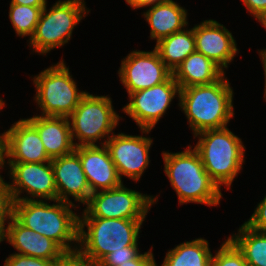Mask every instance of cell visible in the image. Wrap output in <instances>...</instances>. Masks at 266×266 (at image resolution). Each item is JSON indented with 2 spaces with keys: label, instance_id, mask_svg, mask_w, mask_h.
Segmentation results:
<instances>
[{
  "label": "cell",
  "instance_id": "1",
  "mask_svg": "<svg viewBox=\"0 0 266 266\" xmlns=\"http://www.w3.org/2000/svg\"><path fill=\"white\" fill-rule=\"evenodd\" d=\"M48 204L41 200L13 202V216L25 227L53 240L64 252L78 250L79 216L75 204L60 200ZM71 207V208H70Z\"/></svg>",
  "mask_w": 266,
  "mask_h": 266
},
{
  "label": "cell",
  "instance_id": "2",
  "mask_svg": "<svg viewBox=\"0 0 266 266\" xmlns=\"http://www.w3.org/2000/svg\"><path fill=\"white\" fill-rule=\"evenodd\" d=\"M233 89L225 75L208 85L180 89L179 106L194 136L200 132L227 127L234 116Z\"/></svg>",
  "mask_w": 266,
  "mask_h": 266
},
{
  "label": "cell",
  "instance_id": "3",
  "mask_svg": "<svg viewBox=\"0 0 266 266\" xmlns=\"http://www.w3.org/2000/svg\"><path fill=\"white\" fill-rule=\"evenodd\" d=\"M192 146L177 153H162L164 172L174 188L179 204L217 206L222 198L219 186L209 177L199 154Z\"/></svg>",
  "mask_w": 266,
  "mask_h": 266
},
{
  "label": "cell",
  "instance_id": "4",
  "mask_svg": "<svg viewBox=\"0 0 266 266\" xmlns=\"http://www.w3.org/2000/svg\"><path fill=\"white\" fill-rule=\"evenodd\" d=\"M145 219L79 217L78 250L98 264L107 254L138 246ZM87 228L84 230V228Z\"/></svg>",
  "mask_w": 266,
  "mask_h": 266
},
{
  "label": "cell",
  "instance_id": "5",
  "mask_svg": "<svg viewBox=\"0 0 266 266\" xmlns=\"http://www.w3.org/2000/svg\"><path fill=\"white\" fill-rule=\"evenodd\" d=\"M194 149L200 156L209 177L221 189L222 184L230 189L242 169L245 146L241 139L227 127L200 132Z\"/></svg>",
  "mask_w": 266,
  "mask_h": 266
},
{
  "label": "cell",
  "instance_id": "6",
  "mask_svg": "<svg viewBox=\"0 0 266 266\" xmlns=\"http://www.w3.org/2000/svg\"><path fill=\"white\" fill-rule=\"evenodd\" d=\"M41 116L69 117L87 93L79 91L63 59L33 78Z\"/></svg>",
  "mask_w": 266,
  "mask_h": 266
},
{
  "label": "cell",
  "instance_id": "7",
  "mask_svg": "<svg viewBox=\"0 0 266 266\" xmlns=\"http://www.w3.org/2000/svg\"><path fill=\"white\" fill-rule=\"evenodd\" d=\"M46 7L42 9L33 36L29 38L34 51L42 55L68 43L74 27L90 11L86 9L84 0H58L49 12Z\"/></svg>",
  "mask_w": 266,
  "mask_h": 266
},
{
  "label": "cell",
  "instance_id": "8",
  "mask_svg": "<svg viewBox=\"0 0 266 266\" xmlns=\"http://www.w3.org/2000/svg\"><path fill=\"white\" fill-rule=\"evenodd\" d=\"M120 118L109 96H95L87 92L68 117L74 146L95 145L98 140L109 139ZM75 138L78 143L74 142Z\"/></svg>",
  "mask_w": 266,
  "mask_h": 266
},
{
  "label": "cell",
  "instance_id": "9",
  "mask_svg": "<svg viewBox=\"0 0 266 266\" xmlns=\"http://www.w3.org/2000/svg\"><path fill=\"white\" fill-rule=\"evenodd\" d=\"M157 200L152 195L128 189L122 184L113 189L92 193L82 216L79 217L145 219L148 210Z\"/></svg>",
  "mask_w": 266,
  "mask_h": 266
},
{
  "label": "cell",
  "instance_id": "10",
  "mask_svg": "<svg viewBox=\"0 0 266 266\" xmlns=\"http://www.w3.org/2000/svg\"><path fill=\"white\" fill-rule=\"evenodd\" d=\"M180 95L179 84L171 75L165 82L129 94V103L122 108L139 126L142 133H149L160 121L175 96Z\"/></svg>",
  "mask_w": 266,
  "mask_h": 266
},
{
  "label": "cell",
  "instance_id": "11",
  "mask_svg": "<svg viewBox=\"0 0 266 266\" xmlns=\"http://www.w3.org/2000/svg\"><path fill=\"white\" fill-rule=\"evenodd\" d=\"M12 183L9 187L13 201L35 200L42 198L45 200H57V189L54 181V172L51 161L43 163H22L7 162ZM24 191L26 196L20 197Z\"/></svg>",
  "mask_w": 266,
  "mask_h": 266
},
{
  "label": "cell",
  "instance_id": "12",
  "mask_svg": "<svg viewBox=\"0 0 266 266\" xmlns=\"http://www.w3.org/2000/svg\"><path fill=\"white\" fill-rule=\"evenodd\" d=\"M120 81L130 93L151 88L165 82L172 71L161 60L158 52L132 51L121 61L118 70Z\"/></svg>",
  "mask_w": 266,
  "mask_h": 266
},
{
  "label": "cell",
  "instance_id": "13",
  "mask_svg": "<svg viewBox=\"0 0 266 266\" xmlns=\"http://www.w3.org/2000/svg\"><path fill=\"white\" fill-rule=\"evenodd\" d=\"M150 137L127 135L125 133L113 134L101 145H105L115 164L118 174L139 181L144 170L149 165V150L153 143Z\"/></svg>",
  "mask_w": 266,
  "mask_h": 266
},
{
  "label": "cell",
  "instance_id": "14",
  "mask_svg": "<svg viewBox=\"0 0 266 266\" xmlns=\"http://www.w3.org/2000/svg\"><path fill=\"white\" fill-rule=\"evenodd\" d=\"M196 51L213 60L223 70L237 54L232 33L215 20H205L193 27ZM225 68V69H224Z\"/></svg>",
  "mask_w": 266,
  "mask_h": 266
},
{
  "label": "cell",
  "instance_id": "15",
  "mask_svg": "<svg viewBox=\"0 0 266 266\" xmlns=\"http://www.w3.org/2000/svg\"><path fill=\"white\" fill-rule=\"evenodd\" d=\"M51 165L57 189V200L73 203L69 200L72 196L75 201L85 205L92 192L79 155L73 151L68 155L52 159Z\"/></svg>",
  "mask_w": 266,
  "mask_h": 266
},
{
  "label": "cell",
  "instance_id": "16",
  "mask_svg": "<svg viewBox=\"0 0 266 266\" xmlns=\"http://www.w3.org/2000/svg\"><path fill=\"white\" fill-rule=\"evenodd\" d=\"M92 193L109 190L123 184L105 145L75 147Z\"/></svg>",
  "mask_w": 266,
  "mask_h": 266
},
{
  "label": "cell",
  "instance_id": "17",
  "mask_svg": "<svg viewBox=\"0 0 266 266\" xmlns=\"http://www.w3.org/2000/svg\"><path fill=\"white\" fill-rule=\"evenodd\" d=\"M7 162H49L45 147L36 128L27 120L20 119L6 131Z\"/></svg>",
  "mask_w": 266,
  "mask_h": 266
},
{
  "label": "cell",
  "instance_id": "18",
  "mask_svg": "<svg viewBox=\"0 0 266 266\" xmlns=\"http://www.w3.org/2000/svg\"><path fill=\"white\" fill-rule=\"evenodd\" d=\"M4 240H7L19 255L58 260L65 253L53 240L25 227L14 216L8 221Z\"/></svg>",
  "mask_w": 266,
  "mask_h": 266
},
{
  "label": "cell",
  "instance_id": "19",
  "mask_svg": "<svg viewBox=\"0 0 266 266\" xmlns=\"http://www.w3.org/2000/svg\"><path fill=\"white\" fill-rule=\"evenodd\" d=\"M27 120L36 128L51 160L74 151L68 117L37 115Z\"/></svg>",
  "mask_w": 266,
  "mask_h": 266
},
{
  "label": "cell",
  "instance_id": "20",
  "mask_svg": "<svg viewBox=\"0 0 266 266\" xmlns=\"http://www.w3.org/2000/svg\"><path fill=\"white\" fill-rule=\"evenodd\" d=\"M151 6L143 16L150 25V38L157 42L188 26L187 10L173 0L146 5Z\"/></svg>",
  "mask_w": 266,
  "mask_h": 266
},
{
  "label": "cell",
  "instance_id": "21",
  "mask_svg": "<svg viewBox=\"0 0 266 266\" xmlns=\"http://www.w3.org/2000/svg\"><path fill=\"white\" fill-rule=\"evenodd\" d=\"M180 89L195 85H208L225 75L224 70L213 60L195 51L172 72Z\"/></svg>",
  "mask_w": 266,
  "mask_h": 266
},
{
  "label": "cell",
  "instance_id": "22",
  "mask_svg": "<svg viewBox=\"0 0 266 266\" xmlns=\"http://www.w3.org/2000/svg\"><path fill=\"white\" fill-rule=\"evenodd\" d=\"M155 50L173 72L185 58L196 51L193 28L181 30L156 42Z\"/></svg>",
  "mask_w": 266,
  "mask_h": 266
},
{
  "label": "cell",
  "instance_id": "23",
  "mask_svg": "<svg viewBox=\"0 0 266 266\" xmlns=\"http://www.w3.org/2000/svg\"><path fill=\"white\" fill-rule=\"evenodd\" d=\"M208 245L203 238L183 242L166 253L161 266H210L213 254Z\"/></svg>",
  "mask_w": 266,
  "mask_h": 266
},
{
  "label": "cell",
  "instance_id": "24",
  "mask_svg": "<svg viewBox=\"0 0 266 266\" xmlns=\"http://www.w3.org/2000/svg\"><path fill=\"white\" fill-rule=\"evenodd\" d=\"M228 239L243 254L249 266H266V233L251 229L245 223Z\"/></svg>",
  "mask_w": 266,
  "mask_h": 266
},
{
  "label": "cell",
  "instance_id": "25",
  "mask_svg": "<svg viewBox=\"0 0 266 266\" xmlns=\"http://www.w3.org/2000/svg\"><path fill=\"white\" fill-rule=\"evenodd\" d=\"M44 7L10 3L9 19L19 37L33 36Z\"/></svg>",
  "mask_w": 266,
  "mask_h": 266
},
{
  "label": "cell",
  "instance_id": "26",
  "mask_svg": "<svg viewBox=\"0 0 266 266\" xmlns=\"http://www.w3.org/2000/svg\"><path fill=\"white\" fill-rule=\"evenodd\" d=\"M215 253L210 266H249L243 254L228 238Z\"/></svg>",
  "mask_w": 266,
  "mask_h": 266
},
{
  "label": "cell",
  "instance_id": "27",
  "mask_svg": "<svg viewBox=\"0 0 266 266\" xmlns=\"http://www.w3.org/2000/svg\"><path fill=\"white\" fill-rule=\"evenodd\" d=\"M13 202L9 183L0 175V243L3 242L7 229L5 222L13 216Z\"/></svg>",
  "mask_w": 266,
  "mask_h": 266
},
{
  "label": "cell",
  "instance_id": "28",
  "mask_svg": "<svg viewBox=\"0 0 266 266\" xmlns=\"http://www.w3.org/2000/svg\"><path fill=\"white\" fill-rule=\"evenodd\" d=\"M140 254L138 246H127L125 250L113 251L107 254L98 263V266H120L127 261L136 259Z\"/></svg>",
  "mask_w": 266,
  "mask_h": 266
},
{
  "label": "cell",
  "instance_id": "29",
  "mask_svg": "<svg viewBox=\"0 0 266 266\" xmlns=\"http://www.w3.org/2000/svg\"><path fill=\"white\" fill-rule=\"evenodd\" d=\"M57 260L40 259L13 253L5 259L4 266H55Z\"/></svg>",
  "mask_w": 266,
  "mask_h": 266
},
{
  "label": "cell",
  "instance_id": "30",
  "mask_svg": "<svg viewBox=\"0 0 266 266\" xmlns=\"http://www.w3.org/2000/svg\"><path fill=\"white\" fill-rule=\"evenodd\" d=\"M245 224L255 231L266 233V196L260 201Z\"/></svg>",
  "mask_w": 266,
  "mask_h": 266
},
{
  "label": "cell",
  "instance_id": "31",
  "mask_svg": "<svg viewBox=\"0 0 266 266\" xmlns=\"http://www.w3.org/2000/svg\"><path fill=\"white\" fill-rule=\"evenodd\" d=\"M55 266H98L79 250L65 252L56 262Z\"/></svg>",
  "mask_w": 266,
  "mask_h": 266
},
{
  "label": "cell",
  "instance_id": "32",
  "mask_svg": "<svg viewBox=\"0 0 266 266\" xmlns=\"http://www.w3.org/2000/svg\"><path fill=\"white\" fill-rule=\"evenodd\" d=\"M120 266H156V261L152 253V248L144 254H140L136 259L130 260Z\"/></svg>",
  "mask_w": 266,
  "mask_h": 266
},
{
  "label": "cell",
  "instance_id": "33",
  "mask_svg": "<svg viewBox=\"0 0 266 266\" xmlns=\"http://www.w3.org/2000/svg\"><path fill=\"white\" fill-rule=\"evenodd\" d=\"M248 12L256 17L266 9V0H242Z\"/></svg>",
  "mask_w": 266,
  "mask_h": 266
},
{
  "label": "cell",
  "instance_id": "34",
  "mask_svg": "<svg viewBox=\"0 0 266 266\" xmlns=\"http://www.w3.org/2000/svg\"><path fill=\"white\" fill-rule=\"evenodd\" d=\"M126 3L132 7L133 9H139L143 8L146 5L157 3V2H163L167 0H125Z\"/></svg>",
  "mask_w": 266,
  "mask_h": 266
},
{
  "label": "cell",
  "instance_id": "35",
  "mask_svg": "<svg viewBox=\"0 0 266 266\" xmlns=\"http://www.w3.org/2000/svg\"><path fill=\"white\" fill-rule=\"evenodd\" d=\"M6 158V132L0 134V169L5 165Z\"/></svg>",
  "mask_w": 266,
  "mask_h": 266
},
{
  "label": "cell",
  "instance_id": "36",
  "mask_svg": "<svg viewBox=\"0 0 266 266\" xmlns=\"http://www.w3.org/2000/svg\"><path fill=\"white\" fill-rule=\"evenodd\" d=\"M11 3L27 6H46L47 0H11Z\"/></svg>",
  "mask_w": 266,
  "mask_h": 266
},
{
  "label": "cell",
  "instance_id": "37",
  "mask_svg": "<svg viewBox=\"0 0 266 266\" xmlns=\"http://www.w3.org/2000/svg\"><path fill=\"white\" fill-rule=\"evenodd\" d=\"M260 54V57H261V60L263 62V68H264V75H265V89H264V98H265V101H266V49L264 50H260L259 52Z\"/></svg>",
  "mask_w": 266,
  "mask_h": 266
},
{
  "label": "cell",
  "instance_id": "38",
  "mask_svg": "<svg viewBox=\"0 0 266 266\" xmlns=\"http://www.w3.org/2000/svg\"><path fill=\"white\" fill-rule=\"evenodd\" d=\"M256 19H258V21L262 24V26H264V28L266 29V9L263 10L259 15H257L255 17Z\"/></svg>",
  "mask_w": 266,
  "mask_h": 266
},
{
  "label": "cell",
  "instance_id": "39",
  "mask_svg": "<svg viewBox=\"0 0 266 266\" xmlns=\"http://www.w3.org/2000/svg\"><path fill=\"white\" fill-rule=\"evenodd\" d=\"M5 103L2 98H0V110L3 109Z\"/></svg>",
  "mask_w": 266,
  "mask_h": 266
}]
</instances>
